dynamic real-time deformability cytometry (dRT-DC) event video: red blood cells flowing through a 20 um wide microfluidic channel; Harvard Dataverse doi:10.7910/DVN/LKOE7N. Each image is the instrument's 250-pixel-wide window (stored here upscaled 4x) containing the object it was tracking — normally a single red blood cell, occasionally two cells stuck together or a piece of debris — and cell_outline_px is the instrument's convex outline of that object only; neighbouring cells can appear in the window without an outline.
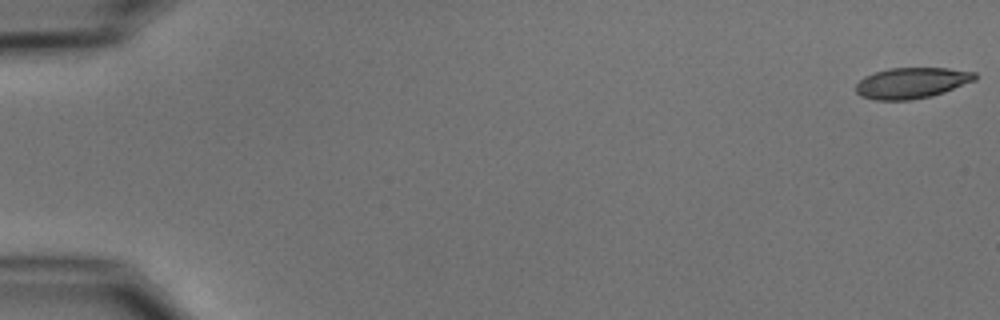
{"species": "common noctule bat (a hibernating species)", "species_latin": "Nyctalus noctula", "temperature_condition": "cold", "stored_images_in_passage": 7, "camera_frame_rate_fps": 3000, "um_per_image_px": 0.085, "animal": {"sex": "male", "body_mass_g": 15.6}, "frame": {"image": 1, "passage_image": 1, "time_ms": 0.0, "image_size_px": [1000, 320], "cell_outline_px": [[976, 80], [944, 92], [932, 96], [912, 100], [876, 100], [860, 96], [856, 92], [856, 84], [864, 76], [888, 68], [948, 68], [976, 72]], "centroid_in_image_um": [77.49, 7.05], "position_along_channel_um": 7.5, "area_um2": 21.5}}
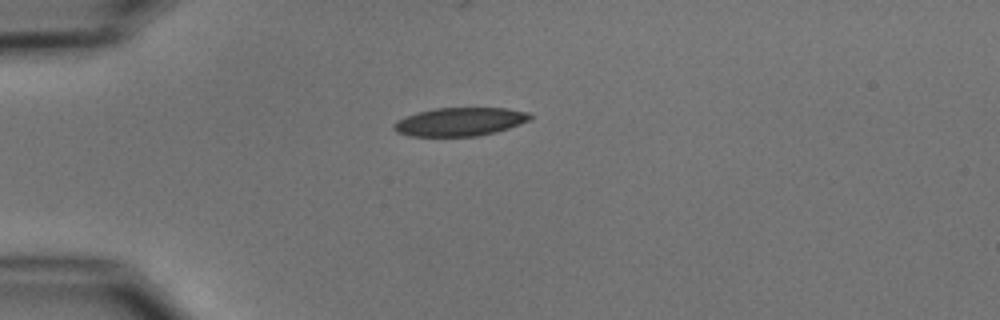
{"frame": {"image": 2, "passage_image": 5, "time_ms": 4.667, "image_size_px": [1000, 320], "cell_outline_px": [[532, 116], [528, 120], [520, 124], [496, 132], [476, 136], [408, 136], [396, 132], [392, 128], [392, 124], [396, 120], [416, 112], [436, 108], [508, 108], [532, 112]], "centroid_in_image_um": [39.07, 10.34], "position_along_channel_um": 45.9, "area_um2": 22.77}}